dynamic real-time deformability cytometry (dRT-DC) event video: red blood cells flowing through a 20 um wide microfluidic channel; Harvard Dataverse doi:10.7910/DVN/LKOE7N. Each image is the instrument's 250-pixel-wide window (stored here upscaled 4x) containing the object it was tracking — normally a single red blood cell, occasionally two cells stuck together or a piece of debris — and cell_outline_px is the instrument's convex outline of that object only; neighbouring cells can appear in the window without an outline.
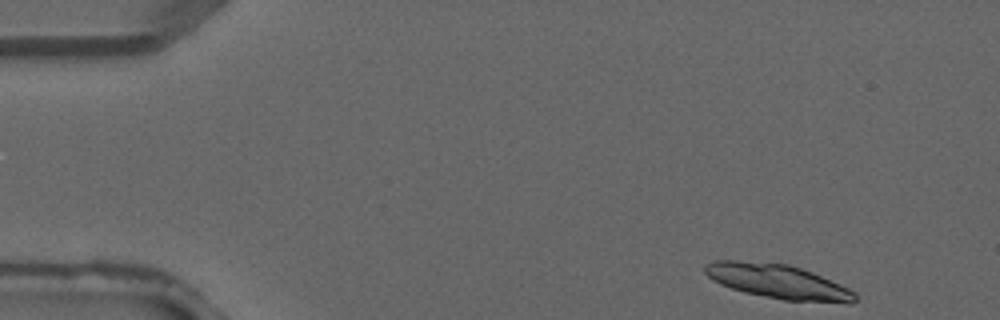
{"species": "common noctule bat (a hibernating species)", "species_latin": "Nyctalus noctula", "temperature_condition": "warm", "stored_images_in_passage": 3, "camera_frame_rate_fps": 3000, "um_per_image_px": 0.085, "animal": {"sex": "male", "forearm_length_mm": 52.5}, "frame": {"image": 1, "passage_image": 1, "time_ms": 0.0, "image_size_px": [1000, 320], "cell_outline_px": [[856, 300], [852, 304], [848, 304], [784, 300], [744, 292], [720, 284], [712, 280], [704, 272], [704, 264], [712, 260], [736, 260], [788, 264], [812, 272], [840, 284], [856, 292]], "centroid_in_image_um": [66.14, 23.94], "position_along_channel_um": 18.9, "area_um2": 30.23}}